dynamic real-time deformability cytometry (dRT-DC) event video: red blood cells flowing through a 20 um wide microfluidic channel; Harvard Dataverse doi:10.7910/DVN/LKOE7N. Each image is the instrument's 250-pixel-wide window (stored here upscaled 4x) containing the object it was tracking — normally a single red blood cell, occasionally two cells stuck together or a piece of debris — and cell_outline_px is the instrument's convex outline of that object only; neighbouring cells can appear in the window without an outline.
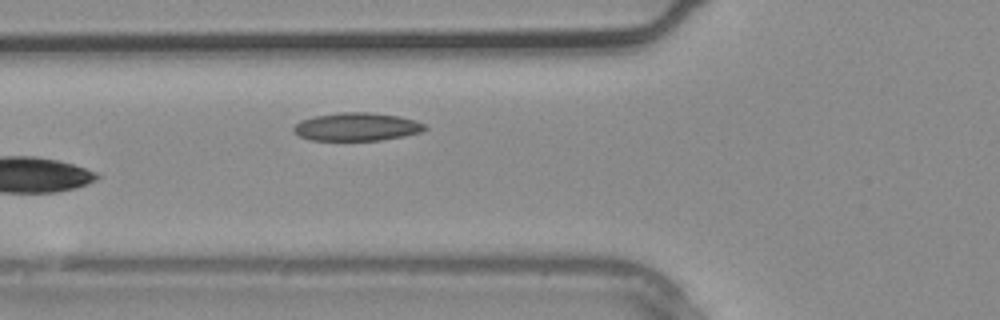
{"species": "common noctule bat (a hibernating species)", "species_latin": "Nyctalus noctula", "temperature_condition": "warm", "stored_images_in_passage": 3, "camera_frame_rate_fps": 3000, "um_per_image_px": 0.085, "animal": {"sex": "male", "body_mass_g": 20.4}, "frame": {"image": 1, "passage_image": 3, "time_ms": 0.667, "image_size_px": [1000, 320], "cell_outline_px": [[428, 128], [420, 132], [404, 136], [380, 140], [308, 140], [292, 132], [292, 128], [300, 120], [316, 116], [340, 112], [372, 112], [396, 116], [416, 120], [424, 124]], "centroid_in_image_um": [30.3, 10.78], "position_along_channel_um": 95.5, "area_um2": 21.5}}